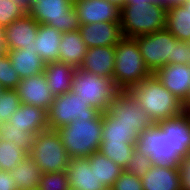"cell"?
Masks as SVG:
<instances>
[{"label": "cell", "instance_id": "4fadbf2b", "mask_svg": "<svg viewBox=\"0 0 190 190\" xmlns=\"http://www.w3.org/2000/svg\"><path fill=\"white\" fill-rule=\"evenodd\" d=\"M39 23L28 13L2 28L7 51L15 49L34 48Z\"/></svg>", "mask_w": 190, "mask_h": 190}, {"label": "cell", "instance_id": "ac0fdd59", "mask_svg": "<svg viewBox=\"0 0 190 190\" xmlns=\"http://www.w3.org/2000/svg\"><path fill=\"white\" fill-rule=\"evenodd\" d=\"M115 46L92 47L87 49L79 69L113 80Z\"/></svg>", "mask_w": 190, "mask_h": 190}, {"label": "cell", "instance_id": "f907efd6", "mask_svg": "<svg viewBox=\"0 0 190 190\" xmlns=\"http://www.w3.org/2000/svg\"><path fill=\"white\" fill-rule=\"evenodd\" d=\"M5 88L0 85V95L4 92Z\"/></svg>", "mask_w": 190, "mask_h": 190}, {"label": "cell", "instance_id": "ffe728a7", "mask_svg": "<svg viewBox=\"0 0 190 190\" xmlns=\"http://www.w3.org/2000/svg\"><path fill=\"white\" fill-rule=\"evenodd\" d=\"M69 186L81 190H106L99 183L94 169H91L88 158H72L66 168Z\"/></svg>", "mask_w": 190, "mask_h": 190}, {"label": "cell", "instance_id": "5b68a950", "mask_svg": "<svg viewBox=\"0 0 190 190\" xmlns=\"http://www.w3.org/2000/svg\"><path fill=\"white\" fill-rule=\"evenodd\" d=\"M71 91L85 100L86 104L104 113L119 89L112 79L103 78L78 68L73 77Z\"/></svg>", "mask_w": 190, "mask_h": 190}, {"label": "cell", "instance_id": "9a60e30c", "mask_svg": "<svg viewBox=\"0 0 190 190\" xmlns=\"http://www.w3.org/2000/svg\"><path fill=\"white\" fill-rule=\"evenodd\" d=\"M156 124L170 135L173 154H178L182 159L190 158V112L184 111Z\"/></svg>", "mask_w": 190, "mask_h": 190}, {"label": "cell", "instance_id": "cb8c5ba5", "mask_svg": "<svg viewBox=\"0 0 190 190\" xmlns=\"http://www.w3.org/2000/svg\"><path fill=\"white\" fill-rule=\"evenodd\" d=\"M61 37L62 33L54 27L39 24L36 41L34 42L36 44L34 51L41 57L44 63L59 60Z\"/></svg>", "mask_w": 190, "mask_h": 190}, {"label": "cell", "instance_id": "f6af8a7d", "mask_svg": "<svg viewBox=\"0 0 190 190\" xmlns=\"http://www.w3.org/2000/svg\"><path fill=\"white\" fill-rule=\"evenodd\" d=\"M120 8H122L126 4V0H106Z\"/></svg>", "mask_w": 190, "mask_h": 190}, {"label": "cell", "instance_id": "e575fe53", "mask_svg": "<svg viewBox=\"0 0 190 190\" xmlns=\"http://www.w3.org/2000/svg\"><path fill=\"white\" fill-rule=\"evenodd\" d=\"M21 79L11 65L6 53L0 56V85L5 89H16Z\"/></svg>", "mask_w": 190, "mask_h": 190}, {"label": "cell", "instance_id": "681fc988", "mask_svg": "<svg viewBox=\"0 0 190 190\" xmlns=\"http://www.w3.org/2000/svg\"><path fill=\"white\" fill-rule=\"evenodd\" d=\"M183 6L187 9V11H188L189 14H190V0L187 1Z\"/></svg>", "mask_w": 190, "mask_h": 190}, {"label": "cell", "instance_id": "52a82bcc", "mask_svg": "<svg viewBox=\"0 0 190 190\" xmlns=\"http://www.w3.org/2000/svg\"><path fill=\"white\" fill-rule=\"evenodd\" d=\"M39 24L54 27L61 33L79 30L74 0H37L28 13Z\"/></svg>", "mask_w": 190, "mask_h": 190}, {"label": "cell", "instance_id": "9c48e42d", "mask_svg": "<svg viewBox=\"0 0 190 190\" xmlns=\"http://www.w3.org/2000/svg\"><path fill=\"white\" fill-rule=\"evenodd\" d=\"M47 113L49 129L57 130L70 124L73 120H93L101 112L86 104V101L73 91H69L54 97Z\"/></svg>", "mask_w": 190, "mask_h": 190}, {"label": "cell", "instance_id": "8992f818", "mask_svg": "<svg viewBox=\"0 0 190 190\" xmlns=\"http://www.w3.org/2000/svg\"><path fill=\"white\" fill-rule=\"evenodd\" d=\"M146 67L152 74L167 64H176L177 43L165 28L149 35L136 36Z\"/></svg>", "mask_w": 190, "mask_h": 190}, {"label": "cell", "instance_id": "d6a6232c", "mask_svg": "<svg viewBox=\"0 0 190 190\" xmlns=\"http://www.w3.org/2000/svg\"><path fill=\"white\" fill-rule=\"evenodd\" d=\"M21 104L16 89H5L0 95V124L9 121Z\"/></svg>", "mask_w": 190, "mask_h": 190}, {"label": "cell", "instance_id": "c3c4849f", "mask_svg": "<svg viewBox=\"0 0 190 190\" xmlns=\"http://www.w3.org/2000/svg\"><path fill=\"white\" fill-rule=\"evenodd\" d=\"M185 107V111L190 112V98L188 99V101L184 104Z\"/></svg>", "mask_w": 190, "mask_h": 190}, {"label": "cell", "instance_id": "8d00e7d4", "mask_svg": "<svg viewBox=\"0 0 190 190\" xmlns=\"http://www.w3.org/2000/svg\"><path fill=\"white\" fill-rule=\"evenodd\" d=\"M152 166V160L148 155L140 153L134 149V154L129 160V163L125 167L124 171L141 179Z\"/></svg>", "mask_w": 190, "mask_h": 190}, {"label": "cell", "instance_id": "60d3db41", "mask_svg": "<svg viewBox=\"0 0 190 190\" xmlns=\"http://www.w3.org/2000/svg\"><path fill=\"white\" fill-rule=\"evenodd\" d=\"M0 190H18L16 182L8 171L0 170Z\"/></svg>", "mask_w": 190, "mask_h": 190}, {"label": "cell", "instance_id": "816d5d0a", "mask_svg": "<svg viewBox=\"0 0 190 190\" xmlns=\"http://www.w3.org/2000/svg\"><path fill=\"white\" fill-rule=\"evenodd\" d=\"M68 190H81V189H76V188H69Z\"/></svg>", "mask_w": 190, "mask_h": 190}, {"label": "cell", "instance_id": "ba28073f", "mask_svg": "<svg viewBox=\"0 0 190 190\" xmlns=\"http://www.w3.org/2000/svg\"><path fill=\"white\" fill-rule=\"evenodd\" d=\"M29 156L43 173L66 170L70 156L56 130H46L36 135Z\"/></svg>", "mask_w": 190, "mask_h": 190}, {"label": "cell", "instance_id": "ee69618b", "mask_svg": "<svg viewBox=\"0 0 190 190\" xmlns=\"http://www.w3.org/2000/svg\"><path fill=\"white\" fill-rule=\"evenodd\" d=\"M7 53V46L4 37V32L0 29V56L5 55Z\"/></svg>", "mask_w": 190, "mask_h": 190}, {"label": "cell", "instance_id": "7dc6e473", "mask_svg": "<svg viewBox=\"0 0 190 190\" xmlns=\"http://www.w3.org/2000/svg\"><path fill=\"white\" fill-rule=\"evenodd\" d=\"M152 2L165 7V0H152Z\"/></svg>", "mask_w": 190, "mask_h": 190}, {"label": "cell", "instance_id": "d590c367", "mask_svg": "<svg viewBox=\"0 0 190 190\" xmlns=\"http://www.w3.org/2000/svg\"><path fill=\"white\" fill-rule=\"evenodd\" d=\"M26 14L27 12L13 0H0V29Z\"/></svg>", "mask_w": 190, "mask_h": 190}, {"label": "cell", "instance_id": "4dcf8cb0", "mask_svg": "<svg viewBox=\"0 0 190 190\" xmlns=\"http://www.w3.org/2000/svg\"><path fill=\"white\" fill-rule=\"evenodd\" d=\"M37 133L21 132L10 122L0 124V141L15 142L17 148L24 150L28 155Z\"/></svg>", "mask_w": 190, "mask_h": 190}, {"label": "cell", "instance_id": "1f68e13d", "mask_svg": "<svg viewBox=\"0 0 190 190\" xmlns=\"http://www.w3.org/2000/svg\"><path fill=\"white\" fill-rule=\"evenodd\" d=\"M28 154L17 148L15 142L0 141V168L12 171Z\"/></svg>", "mask_w": 190, "mask_h": 190}, {"label": "cell", "instance_id": "7a4b0ae2", "mask_svg": "<svg viewBox=\"0 0 190 190\" xmlns=\"http://www.w3.org/2000/svg\"><path fill=\"white\" fill-rule=\"evenodd\" d=\"M103 130V117L100 113L93 120H73L56 131L70 158H88L99 151Z\"/></svg>", "mask_w": 190, "mask_h": 190}, {"label": "cell", "instance_id": "f35d334b", "mask_svg": "<svg viewBox=\"0 0 190 190\" xmlns=\"http://www.w3.org/2000/svg\"><path fill=\"white\" fill-rule=\"evenodd\" d=\"M176 64L190 65V42L177 43Z\"/></svg>", "mask_w": 190, "mask_h": 190}, {"label": "cell", "instance_id": "7bdbcfd3", "mask_svg": "<svg viewBox=\"0 0 190 190\" xmlns=\"http://www.w3.org/2000/svg\"><path fill=\"white\" fill-rule=\"evenodd\" d=\"M189 0H165V8L168 10L172 7L182 6Z\"/></svg>", "mask_w": 190, "mask_h": 190}, {"label": "cell", "instance_id": "d6986e66", "mask_svg": "<svg viewBox=\"0 0 190 190\" xmlns=\"http://www.w3.org/2000/svg\"><path fill=\"white\" fill-rule=\"evenodd\" d=\"M8 122L21 132L38 134L49 129L48 113L45 108L22 103Z\"/></svg>", "mask_w": 190, "mask_h": 190}, {"label": "cell", "instance_id": "4316f807", "mask_svg": "<svg viewBox=\"0 0 190 190\" xmlns=\"http://www.w3.org/2000/svg\"><path fill=\"white\" fill-rule=\"evenodd\" d=\"M10 173L16 182L18 190L37 189L39 179L43 174L36 161L29 155L10 171Z\"/></svg>", "mask_w": 190, "mask_h": 190}, {"label": "cell", "instance_id": "8fae6325", "mask_svg": "<svg viewBox=\"0 0 190 190\" xmlns=\"http://www.w3.org/2000/svg\"><path fill=\"white\" fill-rule=\"evenodd\" d=\"M107 111L119 122L132 124L138 134L155 124L150 116L142 110L136 96L130 90H119L110 102Z\"/></svg>", "mask_w": 190, "mask_h": 190}, {"label": "cell", "instance_id": "44dd1931", "mask_svg": "<svg viewBox=\"0 0 190 190\" xmlns=\"http://www.w3.org/2000/svg\"><path fill=\"white\" fill-rule=\"evenodd\" d=\"M141 182L143 190H182L179 167L153 165Z\"/></svg>", "mask_w": 190, "mask_h": 190}, {"label": "cell", "instance_id": "74e56055", "mask_svg": "<svg viewBox=\"0 0 190 190\" xmlns=\"http://www.w3.org/2000/svg\"><path fill=\"white\" fill-rule=\"evenodd\" d=\"M113 190H143L141 179L133 174L125 171L121 173L119 178L112 186Z\"/></svg>", "mask_w": 190, "mask_h": 190}, {"label": "cell", "instance_id": "6da1fadb", "mask_svg": "<svg viewBox=\"0 0 190 190\" xmlns=\"http://www.w3.org/2000/svg\"><path fill=\"white\" fill-rule=\"evenodd\" d=\"M130 91L136 96L143 111L154 123L173 118L185 111L184 104L152 74Z\"/></svg>", "mask_w": 190, "mask_h": 190}, {"label": "cell", "instance_id": "3957f363", "mask_svg": "<svg viewBox=\"0 0 190 190\" xmlns=\"http://www.w3.org/2000/svg\"><path fill=\"white\" fill-rule=\"evenodd\" d=\"M151 75L137 41L134 38L123 37L115 46V86L119 90H130Z\"/></svg>", "mask_w": 190, "mask_h": 190}, {"label": "cell", "instance_id": "7c38bea8", "mask_svg": "<svg viewBox=\"0 0 190 190\" xmlns=\"http://www.w3.org/2000/svg\"><path fill=\"white\" fill-rule=\"evenodd\" d=\"M80 25L101 22L121 23V8L106 0H74Z\"/></svg>", "mask_w": 190, "mask_h": 190}, {"label": "cell", "instance_id": "f546056e", "mask_svg": "<svg viewBox=\"0 0 190 190\" xmlns=\"http://www.w3.org/2000/svg\"><path fill=\"white\" fill-rule=\"evenodd\" d=\"M135 143L101 141L99 151L125 169L134 154Z\"/></svg>", "mask_w": 190, "mask_h": 190}, {"label": "cell", "instance_id": "e0dca14e", "mask_svg": "<svg viewBox=\"0 0 190 190\" xmlns=\"http://www.w3.org/2000/svg\"><path fill=\"white\" fill-rule=\"evenodd\" d=\"M82 40L88 48L116 46L124 37L122 27L117 22H101L80 25Z\"/></svg>", "mask_w": 190, "mask_h": 190}, {"label": "cell", "instance_id": "bcb514c9", "mask_svg": "<svg viewBox=\"0 0 190 190\" xmlns=\"http://www.w3.org/2000/svg\"><path fill=\"white\" fill-rule=\"evenodd\" d=\"M153 3L152 0H126V4Z\"/></svg>", "mask_w": 190, "mask_h": 190}, {"label": "cell", "instance_id": "d4e9b609", "mask_svg": "<svg viewBox=\"0 0 190 190\" xmlns=\"http://www.w3.org/2000/svg\"><path fill=\"white\" fill-rule=\"evenodd\" d=\"M10 62L20 79L28 78L44 72L45 63L35 53L34 48L15 49L7 51Z\"/></svg>", "mask_w": 190, "mask_h": 190}, {"label": "cell", "instance_id": "603a6c76", "mask_svg": "<svg viewBox=\"0 0 190 190\" xmlns=\"http://www.w3.org/2000/svg\"><path fill=\"white\" fill-rule=\"evenodd\" d=\"M59 50V62L80 68L88 47L82 40L79 30L62 33Z\"/></svg>", "mask_w": 190, "mask_h": 190}, {"label": "cell", "instance_id": "5bb4252c", "mask_svg": "<svg viewBox=\"0 0 190 190\" xmlns=\"http://www.w3.org/2000/svg\"><path fill=\"white\" fill-rule=\"evenodd\" d=\"M16 91L22 104L45 108L48 110L54 96L48 87L44 72L21 79Z\"/></svg>", "mask_w": 190, "mask_h": 190}, {"label": "cell", "instance_id": "484cf974", "mask_svg": "<svg viewBox=\"0 0 190 190\" xmlns=\"http://www.w3.org/2000/svg\"><path fill=\"white\" fill-rule=\"evenodd\" d=\"M103 130L101 141L135 143L139 134L134 130L132 124L119 122V120L111 115L107 110L102 113Z\"/></svg>", "mask_w": 190, "mask_h": 190}, {"label": "cell", "instance_id": "2e32d148", "mask_svg": "<svg viewBox=\"0 0 190 190\" xmlns=\"http://www.w3.org/2000/svg\"><path fill=\"white\" fill-rule=\"evenodd\" d=\"M154 75L183 104L188 101L190 98V65L167 64Z\"/></svg>", "mask_w": 190, "mask_h": 190}, {"label": "cell", "instance_id": "836d02e7", "mask_svg": "<svg viewBox=\"0 0 190 190\" xmlns=\"http://www.w3.org/2000/svg\"><path fill=\"white\" fill-rule=\"evenodd\" d=\"M69 188L66 170L43 173L37 186L38 190H68Z\"/></svg>", "mask_w": 190, "mask_h": 190}, {"label": "cell", "instance_id": "f1b7e54d", "mask_svg": "<svg viewBox=\"0 0 190 190\" xmlns=\"http://www.w3.org/2000/svg\"><path fill=\"white\" fill-rule=\"evenodd\" d=\"M165 29L179 41L190 42V14L183 5L167 10Z\"/></svg>", "mask_w": 190, "mask_h": 190}, {"label": "cell", "instance_id": "83f0119b", "mask_svg": "<svg viewBox=\"0 0 190 190\" xmlns=\"http://www.w3.org/2000/svg\"><path fill=\"white\" fill-rule=\"evenodd\" d=\"M88 159L90 167L94 169L99 183L103 184L106 188H112L115 181L124 171V169L107 158L100 151L94 152Z\"/></svg>", "mask_w": 190, "mask_h": 190}, {"label": "cell", "instance_id": "7402d4cb", "mask_svg": "<svg viewBox=\"0 0 190 190\" xmlns=\"http://www.w3.org/2000/svg\"><path fill=\"white\" fill-rule=\"evenodd\" d=\"M75 71L76 69L73 66L63 62L45 63L44 74L54 97L71 91Z\"/></svg>", "mask_w": 190, "mask_h": 190}, {"label": "cell", "instance_id": "277c9868", "mask_svg": "<svg viewBox=\"0 0 190 190\" xmlns=\"http://www.w3.org/2000/svg\"><path fill=\"white\" fill-rule=\"evenodd\" d=\"M167 9L156 3L125 4L121 8L123 36L134 38L165 28Z\"/></svg>", "mask_w": 190, "mask_h": 190}, {"label": "cell", "instance_id": "b9f144b4", "mask_svg": "<svg viewBox=\"0 0 190 190\" xmlns=\"http://www.w3.org/2000/svg\"><path fill=\"white\" fill-rule=\"evenodd\" d=\"M17 3L22 9H24L27 13L30 12L33 2L31 0H13Z\"/></svg>", "mask_w": 190, "mask_h": 190}, {"label": "cell", "instance_id": "ab89813d", "mask_svg": "<svg viewBox=\"0 0 190 190\" xmlns=\"http://www.w3.org/2000/svg\"><path fill=\"white\" fill-rule=\"evenodd\" d=\"M182 190H190V158L183 159L179 164Z\"/></svg>", "mask_w": 190, "mask_h": 190}, {"label": "cell", "instance_id": "30bf717a", "mask_svg": "<svg viewBox=\"0 0 190 190\" xmlns=\"http://www.w3.org/2000/svg\"><path fill=\"white\" fill-rule=\"evenodd\" d=\"M135 150L148 155L153 165L178 167L183 160L178 154H173L170 135L156 123L139 134Z\"/></svg>", "mask_w": 190, "mask_h": 190}]
</instances>
